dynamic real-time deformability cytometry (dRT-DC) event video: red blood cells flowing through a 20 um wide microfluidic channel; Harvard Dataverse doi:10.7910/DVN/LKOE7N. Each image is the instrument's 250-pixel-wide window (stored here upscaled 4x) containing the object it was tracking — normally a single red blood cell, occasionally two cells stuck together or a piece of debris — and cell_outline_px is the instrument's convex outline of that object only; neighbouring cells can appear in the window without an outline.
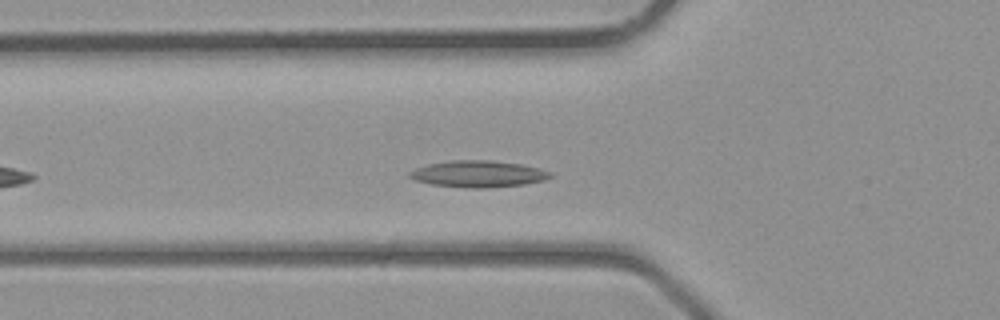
{"species": "common noctule bat (a hibernating species)", "species_latin": "Nyctalus noctula", "temperature_condition": "room temperature", "stored_images_in_passage": 15, "camera_frame_rate_fps": 3000, "um_per_image_px": 0.085, "animal": {"sex": "male", "body_mass_g": 23.1, "forearm_length_mm": 52.7}, "frame": {"image": 1, "passage_image": 3, "time_ms": 0.667, "image_size_px": [1000, 320], "cell_outline_px": [[552, 176], [544, 180], [524, 184], [484, 188], [468, 188], [432, 184], [416, 180], [408, 176], [408, 172], [416, 168], [428, 164], [452, 160], [492, 160], [520, 164], [540, 168], [552, 172]], "centroid_in_image_um": [40.66, 14.78], "position_along_channel_um": 85.1, "area_um2": 21.73}}
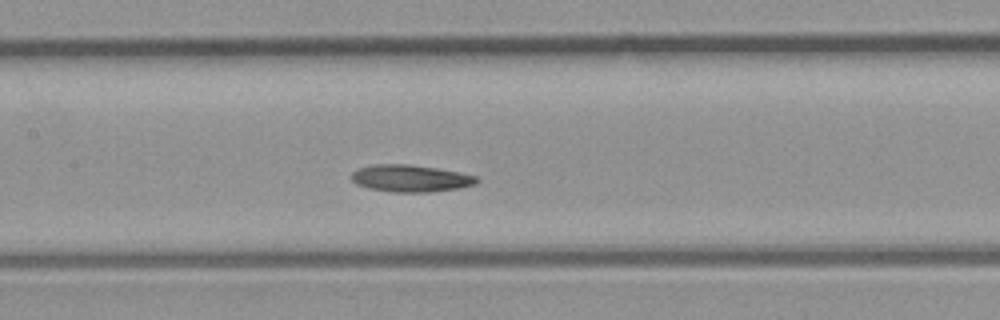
{"frame": {"image": 2, "passage_image": 8, "time_ms": 2.333, "image_size_px": [1000, 320], "cell_outline_px": [[480, 180], [476, 184], [460, 188], [432, 192], [396, 192], [368, 188], [356, 184], [352, 180], [352, 172], [356, 168], [372, 164], [412, 164], [460, 172], [476, 176]], "centroid_in_image_um": [34.9, 15.15], "position_along_channel_um": 172.5, "area_um2": 19.94}}
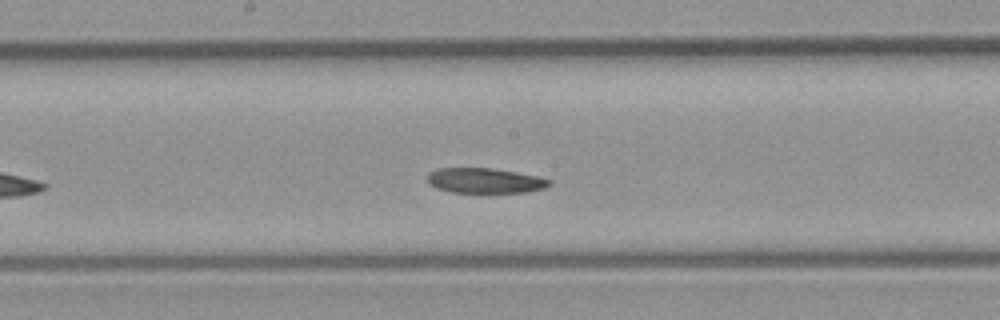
{"frame": {"image": 3, "passage_image": 10, "time_ms": 3.0, "image_size_px": [1000, 320], "cell_outline_px": [[552, 184], [544, 188], [524, 192], [452, 192], [436, 188], [428, 184], [428, 172], [436, 168], [492, 168], [540, 176], [552, 180]], "centroid_in_image_um": [41.22, 15.34], "position_along_channel_um": 207.0, "area_um2": 17.92}}